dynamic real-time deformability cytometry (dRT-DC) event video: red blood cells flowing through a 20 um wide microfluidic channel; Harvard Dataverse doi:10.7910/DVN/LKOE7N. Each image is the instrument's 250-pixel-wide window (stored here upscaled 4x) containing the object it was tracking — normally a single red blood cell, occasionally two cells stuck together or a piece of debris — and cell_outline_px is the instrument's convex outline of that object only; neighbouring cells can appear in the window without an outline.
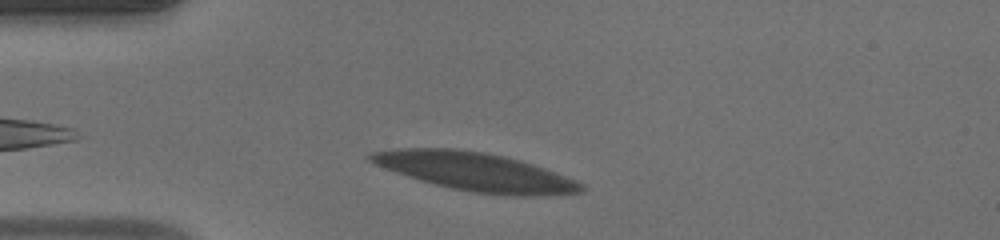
{"species": "human", "species_latin": "Homo sapiens", "temperature_condition": "warm", "stored_images_in_passage": 42, "camera_frame_rate_fps": 3000, "um_per_image_px": 0.085, "donor": {"sex": "male"}, "frame": {"image": 1, "passage_image": 4, "time_ms": 1.0, "image_size_px": [1000, 240], "cell_outline_px": [[584, 188], [580, 192], [544, 196], [520, 196], [472, 192], [452, 188], [436, 184], [376, 164], [368, 160], [368, 156], [372, 152], [404, 148], [452, 148], [484, 152], [520, 160], [544, 168], [584, 184]], "centroid_in_image_um": [40.48, 14.59], "position_along_channel_um": 44.5, "area_um2": 45.95}}
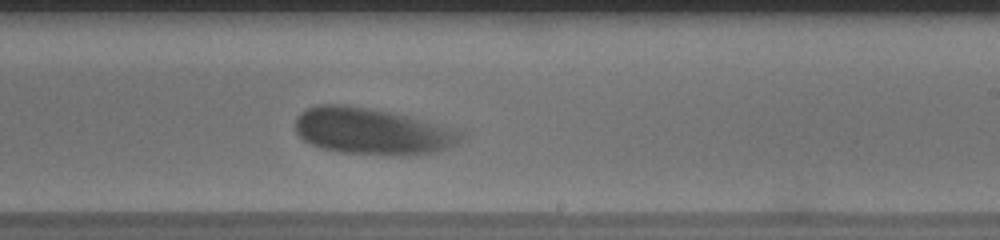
{"frame": {"image": 2, "passage_image": 22, "time_ms": 7.0, "image_size_px": [1000, 240], "cell_outline_px": [[464, 136], [460, 140], [444, 148], [432, 152], [416, 156], [400, 156], [340, 152], [320, 148], [304, 140], [296, 132], [296, 116], [300, 112], [316, 104], [340, 104], [368, 108], [392, 112], [408, 116], [464, 132]], "centroid_in_image_um": [31.58, 11.16], "position_along_channel_um": 257.4, "area_um2": 44.74}}
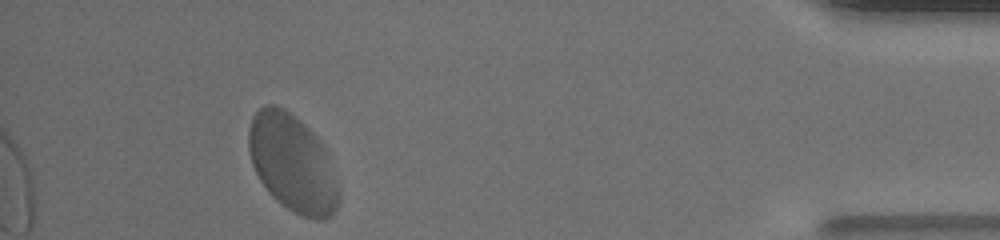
{"frame": {"image": 3, "passage_image": 38, "time_ms": 12.333, "image_size_px": [1000, 240], "cell_outline_px": [[340, 196], [336, 208], [332, 216], [320, 220], [316, 220], [304, 216], [280, 204], [268, 192], [260, 180], [252, 164], [248, 148], [248, 128], [252, 116], [260, 108], [268, 104], [276, 104], [284, 108], [300, 120], [320, 140], [324, 148]], "centroid_in_image_um": [24.82, 13.86], "position_along_channel_um": 410.4, "area_um2": 50.63}, "authors_computed_cell_mechanics": {"area_um2": 44.8817, "velocity_mm_per_s": 3.9418, "shape_relaxation_time_tau1_ms": 10.4484, "shape_relaxation_time_tau2_ms": null, "deformation_change_tau1": 0.4228, "deformation_change_tau2": null}}